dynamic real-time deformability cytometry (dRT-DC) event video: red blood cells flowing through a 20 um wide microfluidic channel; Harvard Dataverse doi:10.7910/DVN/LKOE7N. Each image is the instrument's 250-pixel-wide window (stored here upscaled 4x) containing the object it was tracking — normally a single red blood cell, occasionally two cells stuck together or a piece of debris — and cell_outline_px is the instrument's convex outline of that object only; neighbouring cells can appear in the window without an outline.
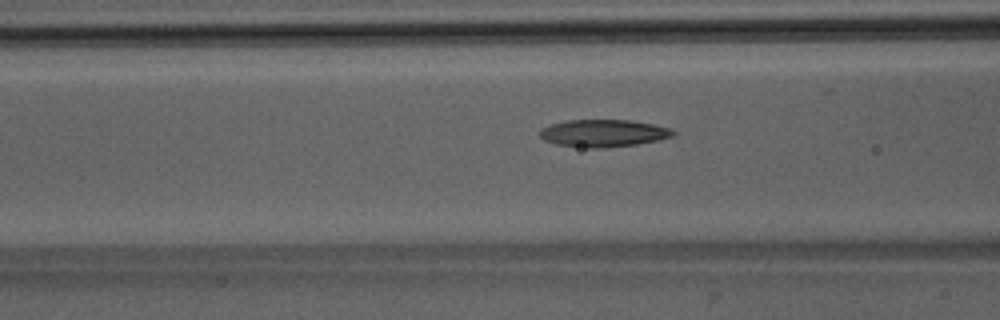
{"species": "Egyptian fruit bat (a non-hibernating species)", "species_latin": "Rousettus aegyptiacus", "temperature_condition": "room temperature", "stored_images_in_passage": 29, "camera_frame_rate_fps": 3000, "um_per_image_px": 0.085, "animal": {"sex": "male"}, "frame": {"image": 1, "passage_image": 10, "time_ms": 3.0, "image_size_px": [1000, 320], "cell_outline_px": [[676, 136], [636, 144], [604, 148], [588, 148], [556, 144], [544, 140], [540, 136], [540, 128], [552, 124], [568, 120], [632, 120], [672, 128], [676, 132]], "centroid_in_image_um": [51.32, 11.32], "position_along_channel_um": 115.3, "area_um2": 21.27}}